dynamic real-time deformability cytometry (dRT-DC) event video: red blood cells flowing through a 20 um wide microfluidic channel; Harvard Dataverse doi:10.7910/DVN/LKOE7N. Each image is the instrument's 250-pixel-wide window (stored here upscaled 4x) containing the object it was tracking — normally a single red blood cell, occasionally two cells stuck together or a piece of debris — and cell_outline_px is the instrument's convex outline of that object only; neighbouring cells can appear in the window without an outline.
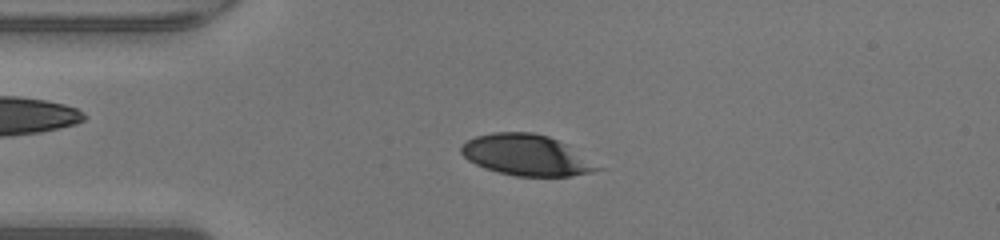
{"species": "human", "species_latin": "Homo sapiens", "temperature_condition": "warm", "stored_images_in_passage": 47, "camera_frame_rate_fps": 3000, "um_per_image_px": 0.085, "donor": {"sex": "male"}, "frame": {"image": 1, "passage_image": 11, "time_ms": 3.333, "image_size_px": [1000, 240], "cell_outline_px": [[608, 168], [592, 172], [572, 176], [516, 176], [484, 168], [468, 160], [460, 152], [460, 144], [476, 136], [492, 132], [532, 132], [548, 136], [568, 144]], "centroid_in_image_um": [44.83, 13.18], "position_along_channel_um": 40.2, "area_um2": 33.12}}
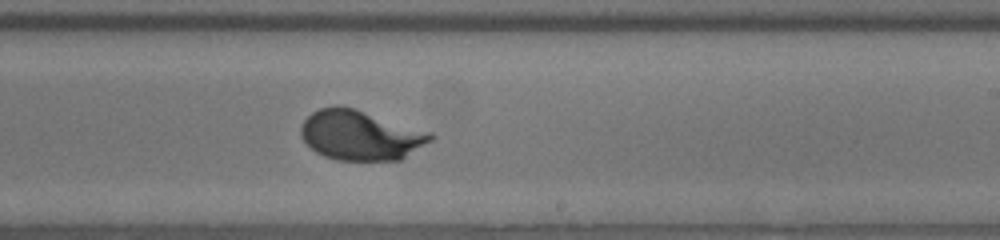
{"frame": {"image": 2, "passage_image": 28, "time_ms": 9.0, "image_size_px": [1000, 240], "cell_outline_px": [[436, 136], [432, 140], [400, 160], [336, 160], [324, 156], [316, 152], [300, 136], [300, 128], [304, 120], [312, 112], [320, 108], [336, 104], [340, 104], [432, 132]], "centroid_in_image_um": [30.63, 11.48], "position_along_channel_um": 258.4, "area_um2": 37.69}}
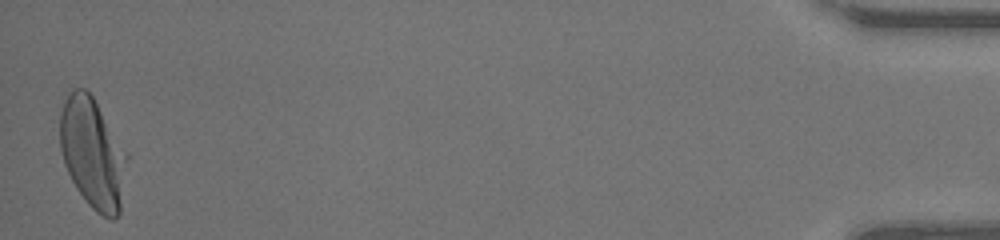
{"frame": {"image": 3, "passage_image": 47, "time_ms": 15.333, "image_size_px": [1000, 240], "cell_outline_px": [[128, 156], [120, 212], [112, 220], [96, 212], [88, 204], [76, 188], [64, 164], [60, 148], [60, 112], [64, 100], [68, 92], [72, 88], [84, 88], [92, 96], [128, 152]], "centroid_in_image_um": [7.87, 13.01], "position_along_channel_um": 427.3, "area_um2": 43.23}, "authors_computed_cell_mechanics": {"area_um2": 36.8764, "velocity_mm_per_s": 4.2995, "shape_relaxation_time_tau1_ms": 2.7957, "shape_relaxation_time_tau2_ms": null, "deformation_change_tau1": 0.1945, "deformation_change_tau2": null}}